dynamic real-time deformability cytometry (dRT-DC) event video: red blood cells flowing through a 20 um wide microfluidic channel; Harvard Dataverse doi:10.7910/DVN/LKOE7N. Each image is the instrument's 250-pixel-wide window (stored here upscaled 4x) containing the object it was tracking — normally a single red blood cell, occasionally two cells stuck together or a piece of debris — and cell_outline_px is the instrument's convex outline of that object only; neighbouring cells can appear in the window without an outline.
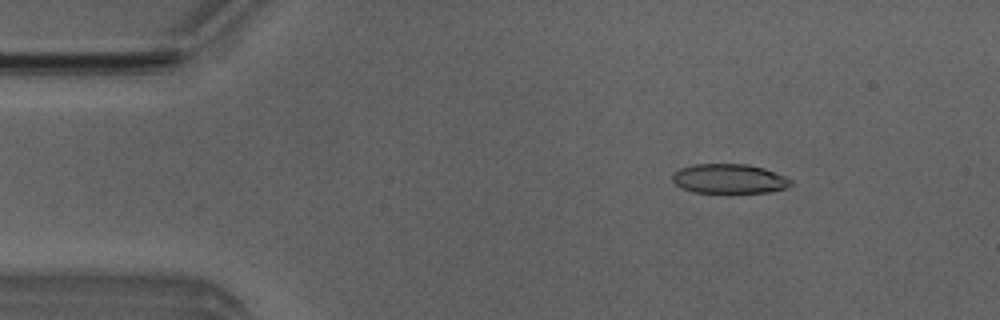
{"species": "Egyptian fruit bat (a non-hibernating species)", "species_latin": "Rousettus aegyptiacus", "temperature_condition": "room temperature", "stored_images_in_passage": 45, "camera_frame_rate_fps": 3000, "um_per_image_px": 0.085, "animal": {"sex": "male"}, "frame": {"image": 1, "passage_image": 1, "time_ms": 0.0, "image_size_px": [1000, 320], "cell_outline_px": [[792, 184], [788, 188], [768, 192], [732, 196], [728, 196], [692, 192], [680, 188], [672, 180], [672, 176], [680, 168], [692, 164], [748, 164], [764, 168], [784, 176], [792, 180]], "centroid_in_image_um": [61.98, 15.26], "position_along_channel_um": 23.0, "area_um2": 21.5}}
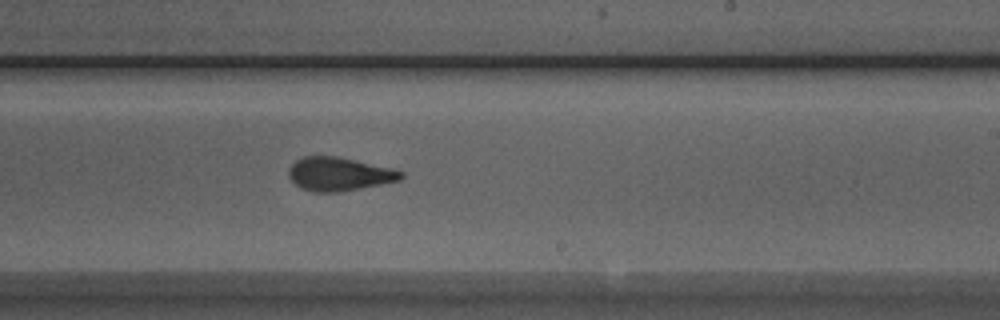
{"frame": {"image": 2, "passage_image": 24, "time_ms": 7.667, "image_size_px": [1000, 320], "cell_outline_px": [[404, 176], [400, 180], [340, 192], [312, 192], [300, 188], [288, 176], [288, 168], [296, 160], [304, 156], [336, 156], [392, 168], [404, 172]], "centroid_in_image_um": [28.8, 14.79], "position_along_channel_um": 260.2, "area_um2": 21.91}}
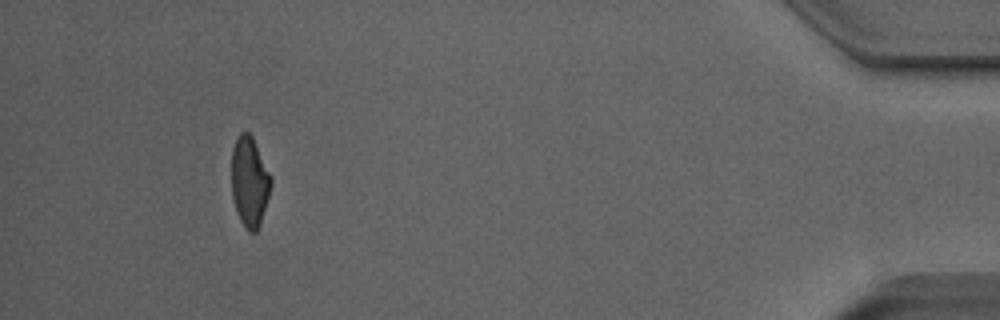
{"frame": {"image": 3, "passage_image": 41, "time_ms": 13.333, "image_size_px": [1000, 320], "cell_outline_px": [[272, 184], [260, 224], [256, 232], [248, 232], [240, 220], [236, 212], [232, 196], [232, 148], [236, 136], [240, 132], [248, 132], [252, 136], [272, 176]], "centroid_in_image_um": [21.21, 15.43], "position_along_channel_um": 414.0, "area_um2": 20.87}, "authors_computed_cell_mechanics": {"area_um2": 21.6172, "velocity_mm_per_s": 3.9935, "shape_relaxation_time_tau1_ms": 5.6413, "shape_relaxation_time_tau2_ms": 1.7604, "deformation_change_tau1": 0.1807, "deformation_change_tau2": 0.097}}